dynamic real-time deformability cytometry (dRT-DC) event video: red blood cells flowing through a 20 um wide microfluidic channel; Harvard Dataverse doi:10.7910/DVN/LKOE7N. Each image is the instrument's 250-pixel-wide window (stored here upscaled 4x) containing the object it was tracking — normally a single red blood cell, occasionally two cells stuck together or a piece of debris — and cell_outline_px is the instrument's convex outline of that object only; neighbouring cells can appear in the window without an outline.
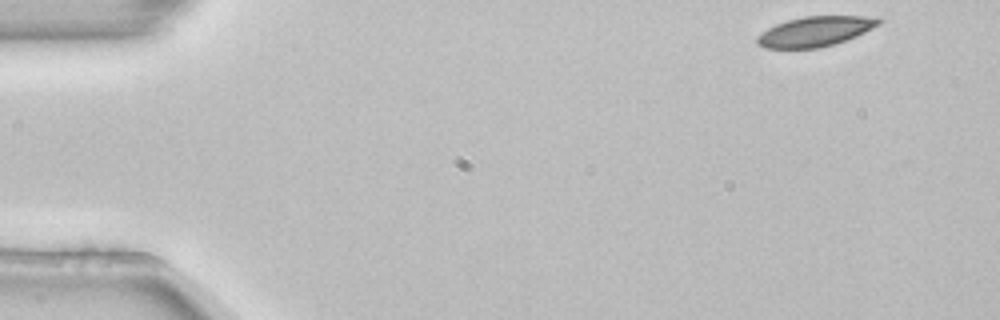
{"species": "common noctule bat (a hibernating species)", "species_latin": "Nyctalus noctula", "temperature_condition": "room temperature", "stored_images_in_passage": 4, "camera_frame_rate_fps": 3000, "um_per_image_px": 0.085, "animal": {"sex": "female", "body_mass_g": 22.7, "forearm_length_mm": 54.2}, "frame": {"image": 1, "passage_image": 1, "time_ms": 0.0, "image_size_px": [1000, 320], "cell_outline_px": [[884, 20], [880, 24], [856, 36], [836, 44], [820, 48], [764, 48], [756, 44], [756, 36], [768, 28], [776, 24], [788, 20], [804, 16], [880, 16]], "centroid_in_image_um": [69.32, 2.67], "position_along_channel_um": 15.7, "area_um2": 21.44}}
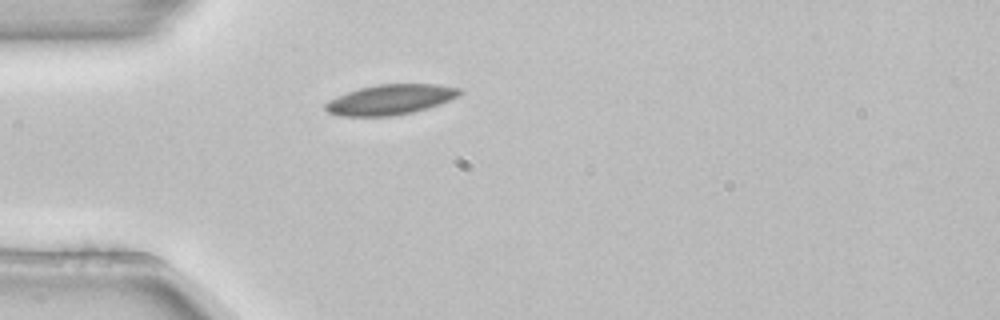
{"frame": {"image": 2, "passage_image": 4, "time_ms": 1.0, "image_size_px": [1000, 320], "cell_outline_px": [[464, 92], [440, 104], [428, 108], [412, 112], [392, 116], [340, 116], [328, 112], [324, 108], [324, 104], [348, 92], [360, 88], [380, 84], [440, 84], [460, 88]], "centroid_in_image_um": [33.22, 8.46], "position_along_channel_um": 51.8, "area_um2": 23.35}}